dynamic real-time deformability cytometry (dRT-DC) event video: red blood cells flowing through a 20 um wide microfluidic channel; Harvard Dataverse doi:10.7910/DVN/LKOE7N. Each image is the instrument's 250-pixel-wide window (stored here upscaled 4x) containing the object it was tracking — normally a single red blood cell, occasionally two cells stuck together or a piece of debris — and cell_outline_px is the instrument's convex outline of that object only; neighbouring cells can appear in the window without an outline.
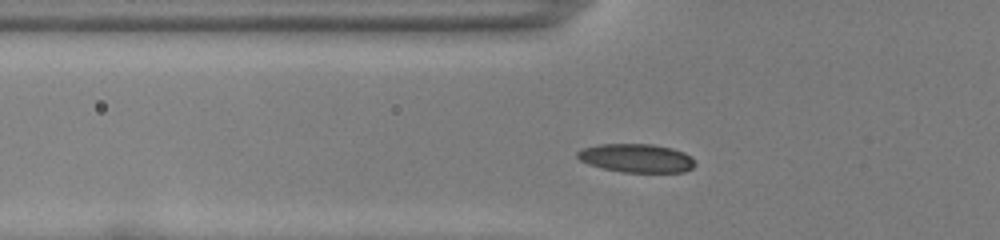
{"species": "common noctule bat (a hibernating species)", "species_latin": "Nyctalus noctula", "temperature_condition": "room temperature", "stored_images_in_passage": 39, "camera_frame_rate_fps": 3000, "um_per_image_px": 0.085, "animal": {"sex": "female", "body_mass_g": 22.0, "forearm_length_mm": 56.7}, "frame": {"image": 1, "passage_image": 5, "time_ms": 1.333, "image_size_px": [1000, 240], "cell_outline_px": [[696, 164], [692, 168], [684, 172], [624, 172], [604, 168], [588, 164], [580, 160], [576, 156], [576, 152], [584, 148], [600, 144], [652, 144], [672, 148], [684, 152], [692, 156]], "centroid_in_image_um": [54.13, 13.44], "position_along_channel_um": 71.7, "area_um2": 19.59}}
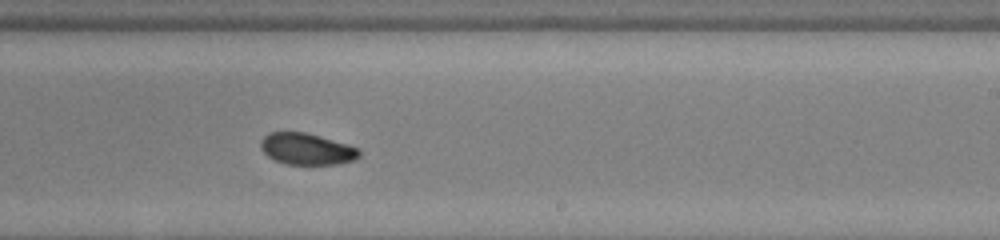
{"frame": {"image": 2, "passage_image": 20, "time_ms": 6.333, "image_size_px": [1000, 240], "cell_outline_px": [[360, 156], [356, 160], [336, 164], [288, 164], [276, 160], [268, 156], [260, 148], [260, 140], [268, 132], [304, 132], [320, 136], [348, 144], [356, 148], [360, 152]], "centroid_in_image_um": [26.06, 12.66], "position_along_channel_um": 262.9, "area_um2": 18.03}}
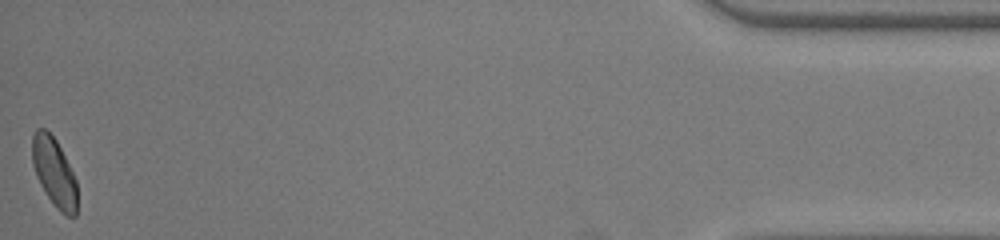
{"frame": {"image": 3, "passage_image": 39, "time_ms": 12.667, "image_size_px": [1000, 240], "cell_outline_px": [[76, 216], [64, 216], [56, 208], [40, 184], [36, 176], [32, 164], [32, 136], [36, 128], [44, 128], [56, 140], [76, 180]], "centroid_in_image_um": [4.58, 14.65], "position_along_channel_um": 430.6, "area_um2": 17.8}, "authors_computed_cell_mechanics": {"area_um2": 18.3226, "velocity_mm_per_s": 3.8581, "shape_relaxation_time_tau1_ms": 5.7521, "shape_relaxation_time_tau2_ms": 5.1093, "deformation_change_tau1": 0.1436, "deformation_change_tau2": 0.0748}}